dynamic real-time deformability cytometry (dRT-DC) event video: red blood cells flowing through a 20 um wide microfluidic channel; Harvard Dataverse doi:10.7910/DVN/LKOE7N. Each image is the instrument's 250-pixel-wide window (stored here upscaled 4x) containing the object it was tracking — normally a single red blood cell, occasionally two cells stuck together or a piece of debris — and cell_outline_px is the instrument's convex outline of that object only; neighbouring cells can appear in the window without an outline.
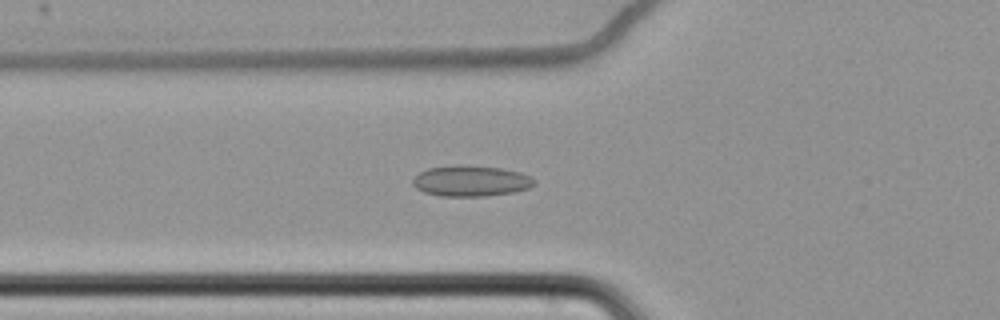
{"species": "common noctule bat (a hibernating species)", "species_latin": "Nyctalus noctula", "temperature_condition": "cold", "stored_images_in_passage": 64, "camera_frame_rate_fps": 3000, "um_per_image_px": 0.085, "animal": {"sex": "female", "body_mass_g": 22.7, "forearm_length_mm": 54.2}, "frame": {"image": 1, "passage_image": 26, "time_ms": 8.333, "image_size_px": [1000, 320], "cell_outline_px": [[536, 184], [528, 188], [512, 192], [484, 196], [440, 196], [424, 192], [416, 188], [412, 184], [412, 180], [420, 172], [428, 168], [456, 164], [500, 168], [520, 172], [536, 180]], "centroid_in_image_um": [40.0, 15.37], "position_along_channel_um": 85.8, "area_um2": 21.79}}
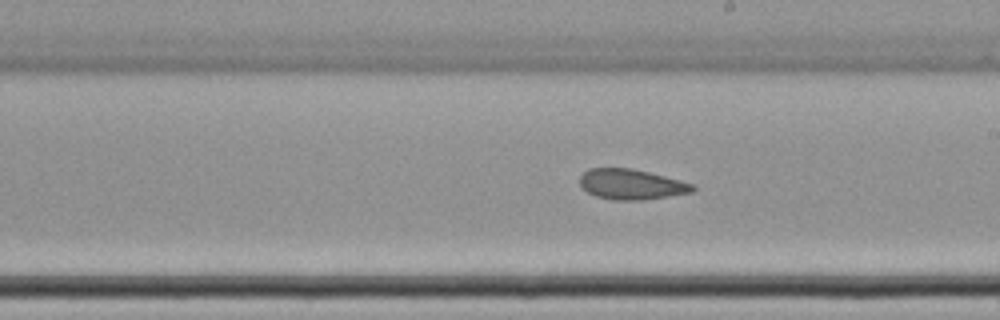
{"frame": {"image": 2, "passage_image": 39, "time_ms": 12.667, "image_size_px": [1000, 320], "cell_outline_px": [[696, 188], [692, 192], [640, 200], [612, 200], [596, 196], [588, 192], [580, 184], [580, 176], [588, 168], [632, 168], [696, 184]], "centroid_in_image_um": [53.66, 15.66], "position_along_channel_um": 235.3, "area_um2": 19.83}}
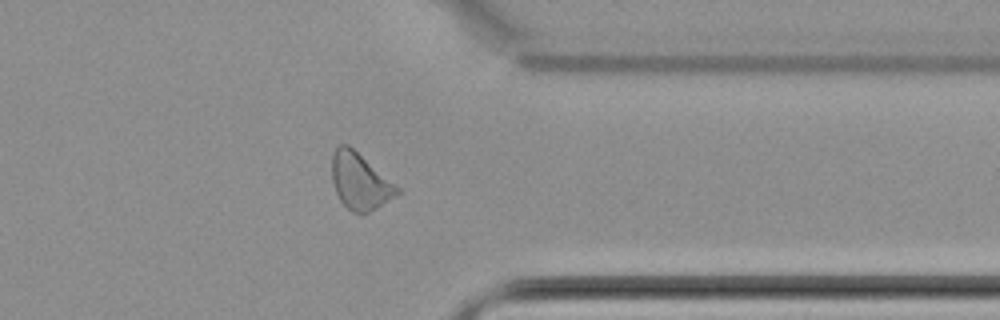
{"frame": {"image": 3, "passage_image": 52, "time_ms": 17.0, "image_size_px": [1000, 320], "cell_outline_px": [[400, 192], [368, 212], [360, 216], [352, 212], [340, 200], [336, 192], [332, 180], [332, 152], [340, 144], [348, 144], [400, 188]], "centroid_in_image_um": [30.56, 15.41], "position_along_channel_um": 380.8, "area_um2": 21.1}}